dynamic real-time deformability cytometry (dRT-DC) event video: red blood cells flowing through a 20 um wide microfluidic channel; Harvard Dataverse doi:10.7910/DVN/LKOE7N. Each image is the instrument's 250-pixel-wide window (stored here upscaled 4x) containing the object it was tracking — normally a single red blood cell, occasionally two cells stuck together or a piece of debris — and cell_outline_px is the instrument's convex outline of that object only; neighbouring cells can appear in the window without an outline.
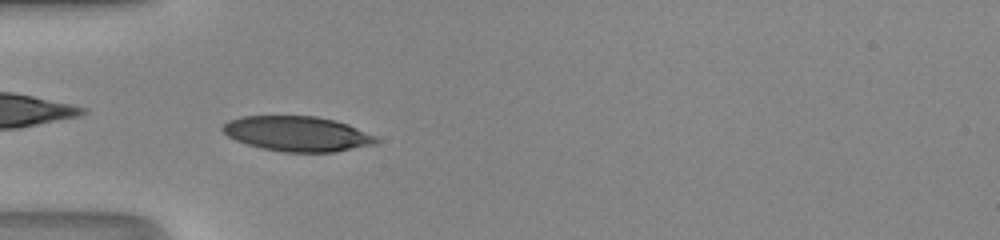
{"species": "human", "species_latin": "Homo sapiens", "temperature_condition": "room temperature", "stored_images_in_passage": 46, "camera_frame_rate_fps": 3000, "um_per_image_px": 0.085, "donor": {"sex": "male"}, "frame": {"image": 1, "passage_image": 13, "time_ms": 4.0, "image_size_px": [1000, 240], "cell_outline_px": [[380, 144], [336, 152], [284, 152], [264, 148], [248, 144], [236, 140], [228, 136], [220, 128], [228, 120], [244, 116], [316, 116], [348, 124], [376, 136], [380, 140]], "centroid_in_image_um": [25.33, 11.38], "position_along_channel_um": 59.7, "area_um2": 31.44}}
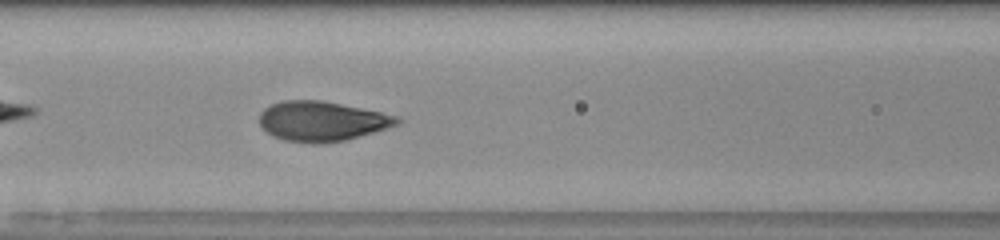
{"frame": {"image": 2, "passage_image": 19, "time_ms": 6.0, "image_size_px": [1000, 240], "cell_outline_px": [[404, 120], [400, 124], [388, 128], [344, 140], [324, 144], [312, 144], [284, 140], [272, 136], [260, 124], [260, 112], [264, 108], [280, 100], [320, 100], [400, 116]], "centroid_in_image_um": [27.38, 10.31], "position_along_channel_um": 139.2, "area_um2": 32.08}}
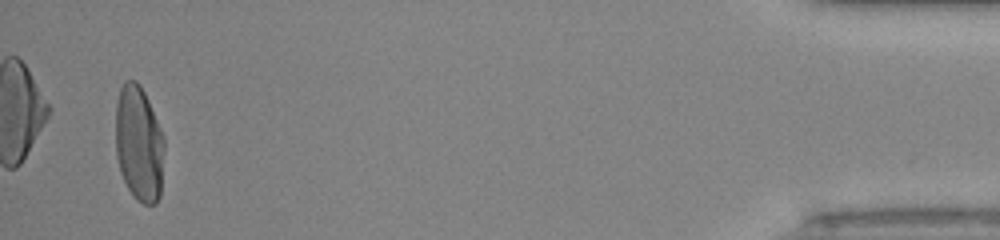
{"frame": {"image": 3, "passage_image": 45, "time_ms": 14.667, "image_size_px": [1000, 240], "cell_outline_px": [[164, 152], [160, 196], [156, 204], [144, 204], [136, 200], [128, 188], [120, 172], [116, 156], [116, 104], [120, 88], [124, 80], [136, 80], [140, 84], [148, 100], [164, 136]], "centroid_in_image_um": [11.81, 12.21], "position_along_channel_um": 423.4, "area_um2": 33.06}, "authors_computed_cell_mechanics": {"area_um2": 31.6455, "velocity_mm_per_s": 4.2147, "shape_relaxation_time_tau1_ms": 2.8665, "shape_relaxation_time_tau2_ms": null, "deformation_change_tau1": 0.1894, "deformation_change_tau2": null}}